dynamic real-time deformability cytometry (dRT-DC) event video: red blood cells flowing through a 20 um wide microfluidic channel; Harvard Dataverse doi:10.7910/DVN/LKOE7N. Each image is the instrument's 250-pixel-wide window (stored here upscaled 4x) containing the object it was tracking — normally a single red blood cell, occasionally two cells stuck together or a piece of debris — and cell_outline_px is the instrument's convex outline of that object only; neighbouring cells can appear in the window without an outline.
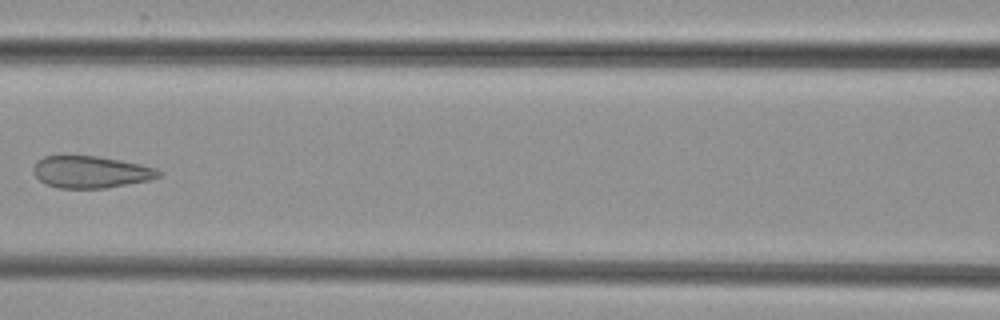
{"species": "common noctule bat (a hibernating species)", "species_latin": "Nyctalus noctula", "temperature_condition": "cold", "stored_images_in_passage": 8, "camera_frame_rate_fps": 3000, "um_per_image_px": 0.085, "animal": {"sex": "female", "body_mass_g": 29.2, "forearm_length_mm": 56.3}, "frame": {"image": 1, "passage_image": 7, "time_ms": 8.0, "image_size_px": [1000, 320], "cell_outline_px": [[164, 172], [160, 176], [152, 180], [108, 188], [60, 188], [44, 184], [32, 172], [32, 168], [36, 160], [44, 156], [96, 156], [120, 160], [140, 164], [156, 168]], "centroid_in_image_um": [7.73, 14.62], "position_along_channel_um": 158.9, "area_um2": 23.64}}
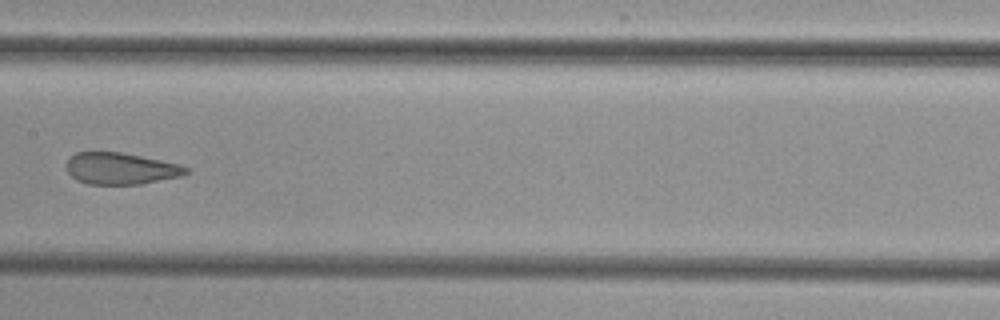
{"frame": {"image": 2, "passage_image": 8, "time_ms": 9.0, "image_size_px": [1000, 320], "cell_outline_px": [[192, 168], [184, 176], [140, 184], [88, 184], [76, 180], [68, 172], [64, 164], [68, 156], [76, 152], [120, 152], [180, 164]], "centroid_in_image_um": [10.26, 14.32], "position_along_channel_um": 197.1, "area_um2": 22.37}}